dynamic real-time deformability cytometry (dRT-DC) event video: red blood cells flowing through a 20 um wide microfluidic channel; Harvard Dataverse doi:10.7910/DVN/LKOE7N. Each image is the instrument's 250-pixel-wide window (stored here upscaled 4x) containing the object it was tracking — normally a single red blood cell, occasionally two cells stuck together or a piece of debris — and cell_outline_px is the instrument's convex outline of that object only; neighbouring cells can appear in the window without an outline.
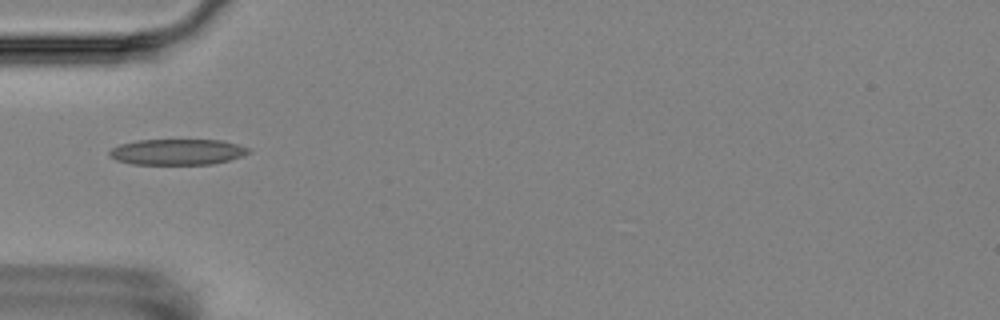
{"species": "Egyptian fruit bat (a non-hibernating species)", "species_latin": "Rousettus aegyptiacus", "temperature_condition": "room temperature", "stored_images_in_passage": 12, "camera_frame_rate_fps": 3000, "um_per_image_px": 0.085, "animal": {"sex": "female"}, "frame": {"image": 1, "passage_image": 6, "time_ms": 5.667, "image_size_px": [1000, 320], "cell_outline_px": [[252, 152], [244, 156], [212, 164], [132, 164], [116, 160], [108, 156], [108, 152], [112, 148], [120, 144], [136, 140], [224, 140], [248, 148]], "centroid_in_image_um": [15.07, 12.91], "position_along_channel_um": 69.9, "area_um2": 21.04}}
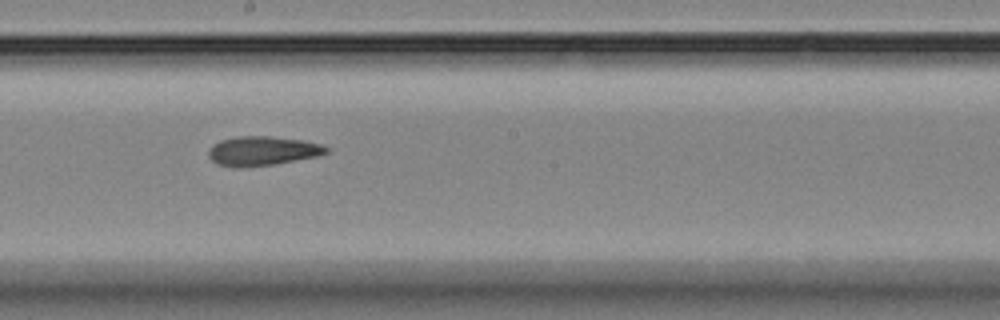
{"frame": {"image": 2, "passage_image": 10, "time_ms": 10.0, "image_size_px": [1000, 320], "cell_outline_px": [[328, 152], [316, 156], [272, 164], [236, 168], [232, 168], [216, 164], [208, 156], [208, 152], [212, 144], [220, 140], [236, 136], [272, 136], [304, 140], [320, 144], [328, 148]], "centroid_in_image_um": [22.24, 12.82], "position_along_channel_um": 226.0, "area_um2": 20.11}}
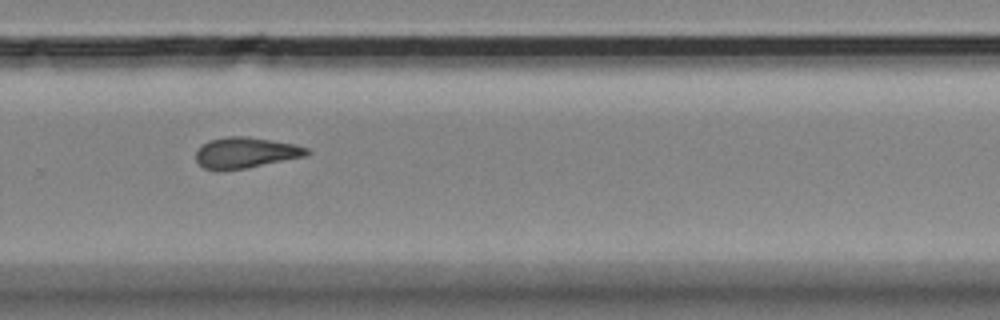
{"frame": {"image": 3, "passage_image": 12, "time_ms": 12.333, "image_size_px": [1000, 320], "cell_outline_px": [[312, 152], [308, 156], [244, 168], [216, 172], [204, 168], [196, 160], [196, 152], [208, 140], [228, 136], [248, 136], [296, 144], [308, 148]], "centroid_in_image_um": [20.9, 12.98], "position_along_channel_um": 308.9, "area_um2": 20.17}}